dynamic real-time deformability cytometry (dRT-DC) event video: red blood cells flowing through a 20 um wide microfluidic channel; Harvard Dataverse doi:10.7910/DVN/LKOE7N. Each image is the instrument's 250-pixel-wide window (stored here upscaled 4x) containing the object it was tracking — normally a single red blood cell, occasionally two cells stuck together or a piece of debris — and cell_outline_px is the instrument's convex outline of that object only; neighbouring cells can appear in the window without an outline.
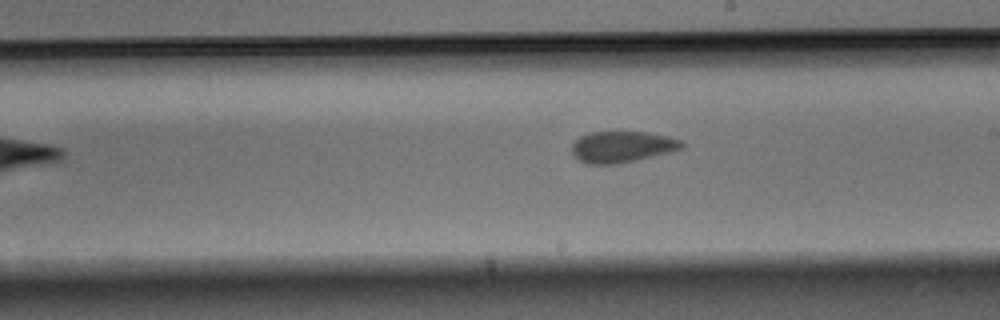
{"species": "Egyptian fruit bat (a non-hibernating species)", "species_latin": "Rousettus aegyptiacus", "temperature_condition": "warm", "stored_images_in_passage": 9, "camera_frame_rate_fps": 3000, "um_per_image_px": 0.085, "animal": {"sex": "male"}, "frame": {"image": 1, "passage_image": 9, "time_ms": 2.667, "image_size_px": [1000, 320], "cell_outline_px": [[688, 144], [684, 148], [672, 152], [636, 160], [612, 164], [588, 164], [580, 160], [572, 152], [572, 144], [580, 136], [588, 132], [648, 132], [668, 136], [680, 140]], "centroid_in_image_um": [52.94, 12.47], "position_along_channel_um": 236.1, "area_um2": 20.11}}